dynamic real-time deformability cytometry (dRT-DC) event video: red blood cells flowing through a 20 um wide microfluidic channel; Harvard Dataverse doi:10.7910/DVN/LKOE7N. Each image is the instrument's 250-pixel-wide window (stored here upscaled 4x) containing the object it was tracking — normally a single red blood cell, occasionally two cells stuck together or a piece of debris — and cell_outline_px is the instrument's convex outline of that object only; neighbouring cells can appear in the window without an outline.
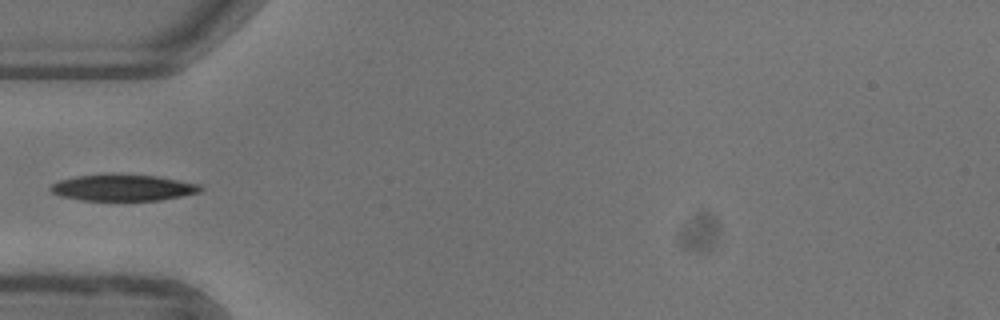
{"species": "common noctule bat (a hibernating species)", "species_latin": "Nyctalus noctula", "temperature_condition": "warm", "stored_images_in_passage": 36, "camera_frame_rate_fps": 3000, "um_per_image_px": 0.085, "animal": {"sex": "female"}, "frame": {"image": 1, "passage_image": 1, "time_ms": 0.0, "image_size_px": [1000, 320], "cell_outline_px": [[204, 188], [200, 192], [160, 200], [80, 200], [60, 196], [52, 192], [48, 188], [52, 184], [60, 180], [76, 176], [116, 172], [120, 172], [156, 176], [196, 184]], "centroid_in_image_um": [10.39, 15.93], "position_along_channel_um": 74.6, "area_um2": 23.29}}
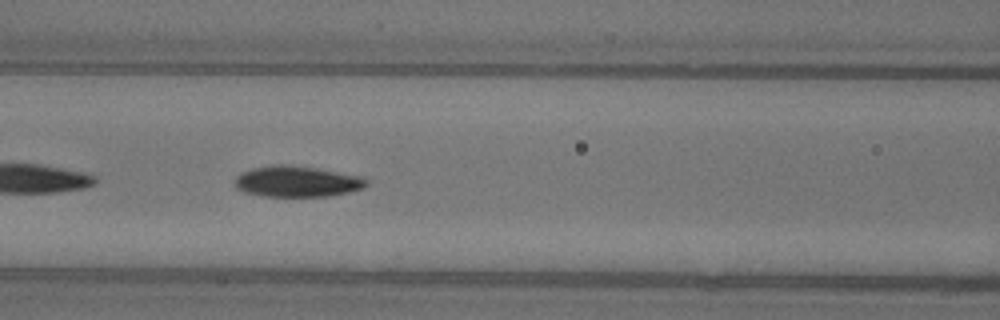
{"frame": {"image": 2, "passage_image": 6, "time_ms": 1.667, "image_size_px": [1000, 320], "cell_outline_px": [[368, 184], [364, 188], [348, 192], [328, 196], [260, 196], [244, 192], [236, 188], [232, 184], [236, 176], [252, 168], [272, 164], [280, 164], [316, 168], [360, 176], [368, 180]], "centroid_in_image_um": [25.2, 15.43], "position_along_channel_um": 141.4, "area_um2": 23.76}}